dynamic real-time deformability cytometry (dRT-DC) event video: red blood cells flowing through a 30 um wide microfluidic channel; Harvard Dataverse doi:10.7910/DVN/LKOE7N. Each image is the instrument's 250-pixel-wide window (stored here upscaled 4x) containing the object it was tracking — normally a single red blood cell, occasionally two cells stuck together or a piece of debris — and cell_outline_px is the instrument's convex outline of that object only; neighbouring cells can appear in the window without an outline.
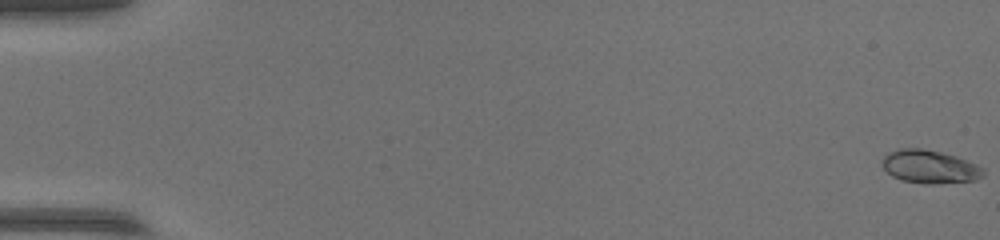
{"species": "common noctule bat (a hibernating species)", "species_latin": "Nyctalus noctula", "temperature_condition": "warm", "stored_images_in_passage": 54, "camera_frame_rate_fps": 3000, "um_per_image_px": 0.085, "animal": {"sex": "female", "body_mass_g": 17.0, "forearm_length_mm": 48.0}, "frame": {"image": 1, "passage_image": 1, "time_ms": 0.0, "image_size_px": [1000, 240], "cell_outline_px": [[984, 176], [976, 180], [932, 184], [924, 184], [900, 180], [892, 176], [880, 164], [880, 160], [888, 152], [900, 148], [920, 148], [940, 152], [956, 156], [976, 164], [984, 168]], "centroid_in_image_um": [79.0, 14.17], "position_along_channel_um": 6.0, "area_um2": 19.77}}
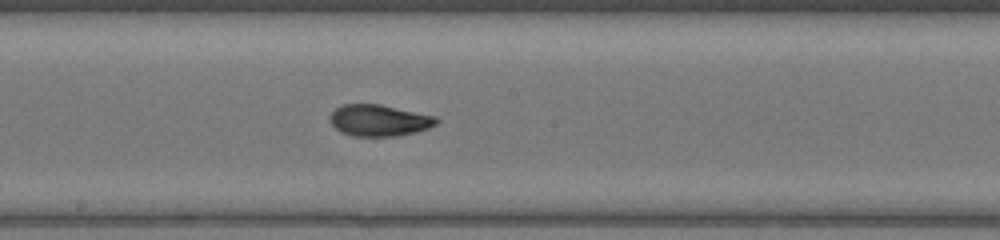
{"frame": {"image": 2, "passage_image": 31, "time_ms": 10.0, "image_size_px": [1000, 240], "cell_outline_px": [[440, 120], [436, 124], [428, 128], [416, 132], [396, 136], [352, 136], [340, 132], [332, 124], [332, 112], [340, 104], [380, 104], [436, 116]], "centroid_in_image_um": [32.25, 10.23], "position_along_channel_um": 215.9, "area_um2": 19.48}}
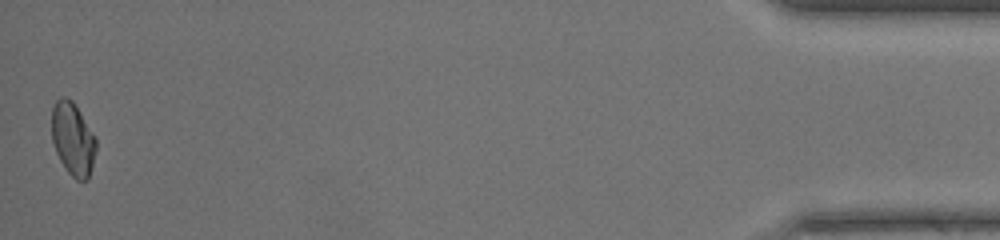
{"frame": {"image": 3, "passage_image": 54, "time_ms": 17.667, "image_size_px": [1000, 240], "cell_outline_px": [[96, 148], [88, 180], [76, 180], [68, 172], [60, 160], [56, 152], [52, 140], [52, 108], [56, 100], [60, 96], [64, 96], [72, 100], [96, 136]], "centroid_in_image_um": [6.19, 11.79], "position_along_channel_um": 429.0, "area_um2": 18.84}}